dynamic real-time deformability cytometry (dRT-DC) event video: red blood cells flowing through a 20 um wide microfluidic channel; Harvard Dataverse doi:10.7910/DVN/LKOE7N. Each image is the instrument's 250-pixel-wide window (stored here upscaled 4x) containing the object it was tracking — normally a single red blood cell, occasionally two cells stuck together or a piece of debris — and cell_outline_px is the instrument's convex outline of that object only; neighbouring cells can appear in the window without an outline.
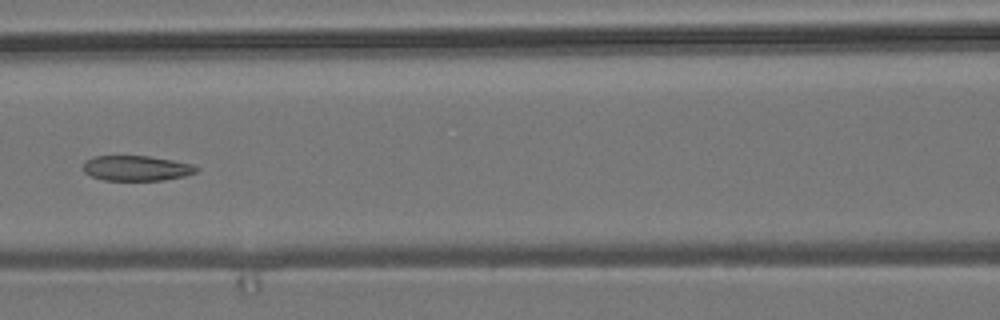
{"species": "common noctule bat (a hibernating species)", "species_latin": "Nyctalus noctula", "temperature_condition": "room temperature", "stored_images_in_passage": 10, "camera_frame_rate_fps": 3000, "um_per_image_px": 0.085, "animal": {"sex": "male", "body_mass_g": 19.2, "forearm_length_mm": 51.8}, "frame": {"image": 1, "passage_image": 6, "time_ms": 6.667, "image_size_px": [1000, 320], "cell_outline_px": [[200, 168], [196, 172], [184, 176], [164, 180], [104, 180], [92, 176], [84, 172], [84, 160], [92, 156], [148, 156], [172, 160], [192, 164]], "centroid_in_image_um": [11.59, 14.29], "position_along_channel_um": 155.0, "area_um2": 16.59}}
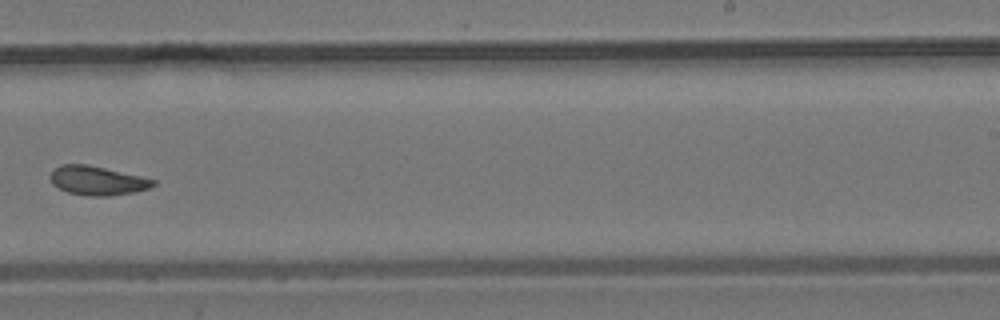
{"frame": {"image": 2, "passage_image": 9, "time_ms": 10.0, "image_size_px": [1000, 320], "cell_outline_px": [[156, 184], [148, 188], [136, 192], [108, 196], [88, 196], [68, 192], [52, 184], [48, 176], [52, 168], [60, 164], [88, 164], [140, 176], [156, 180]], "centroid_in_image_um": [8.22, 15.34], "position_along_channel_um": 280.8, "area_um2": 17.57}}
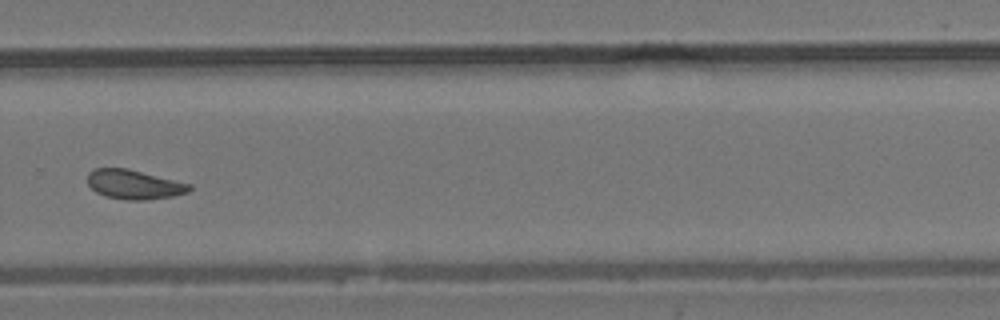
{"frame": {"image": 3, "passage_image": 10, "time_ms": 11.0, "image_size_px": [1000, 320], "cell_outline_px": [[192, 188], [188, 192], [172, 196], [144, 200], [124, 200], [104, 196], [96, 192], [88, 184], [88, 172], [92, 168], [128, 168], [192, 184]], "centroid_in_image_um": [11.39, 15.67], "position_along_channel_um": 318.4, "area_um2": 17.57}}